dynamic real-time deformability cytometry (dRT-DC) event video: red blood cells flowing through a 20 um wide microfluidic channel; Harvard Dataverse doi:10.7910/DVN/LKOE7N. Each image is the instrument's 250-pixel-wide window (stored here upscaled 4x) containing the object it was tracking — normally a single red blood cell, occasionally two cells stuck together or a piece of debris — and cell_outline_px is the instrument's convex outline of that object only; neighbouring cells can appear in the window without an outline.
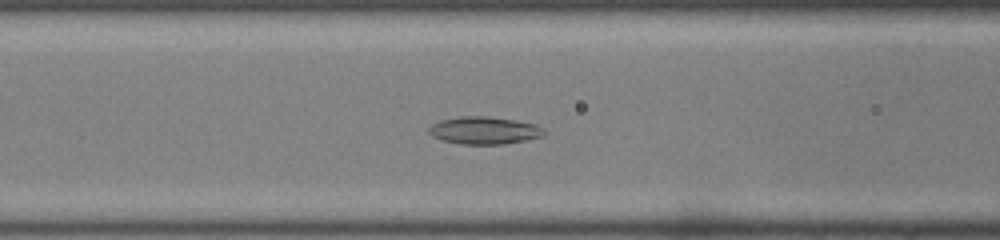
{"species": "common noctule bat (a hibernating species)", "species_latin": "Nyctalus noctula", "temperature_condition": "room temperature", "stored_images_in_passage": 44, "camera_frame_rate_fps": 3000, "um_per_image_px": 0.085, "animal": {"sex": "male", "body_mass_g": 19.0, "forearm_length_mm": 50.8}, "frame": {"image": 1, "passage_image": 13, "time_ms": 4.0, "image_size_px": [1000, 240], "cell_outline_px": [[544, 132], [540, 136], [524, 140], [504, 144], [460, 144], [444, 140], [432, 136], [428, 132], [428, 128], [432, 124], [440, 120], [460, 116], [488, 116], [516, 120], [536, 124], [544, 128]], "centroid_in_image_um": [41.13, 11.07], "position_along_channel_um": 125.5, "area_um2": 18.38}}
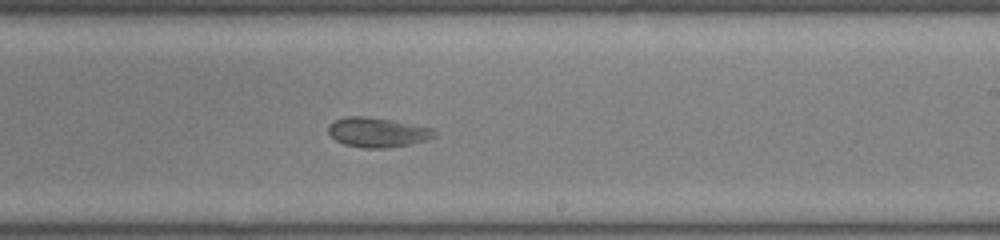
{"frame": {"image": 2, "passage_image": 23, "time_ms": 7.333, "image_size_px": [1000, 240], "cell_outline_px": [[440, 132], [436, 136], [424, 140], [408, 144], [388, 148], [364, 148], [344, 144], [336, 140], [328, 132], [328, 124], [344, 116], [368, 116], [392, 120], [432, 128]], "centroid_in_image_um": [32.09, 11.24], "position_along_channel_um": 256.9, "area_um2": 18.38}}
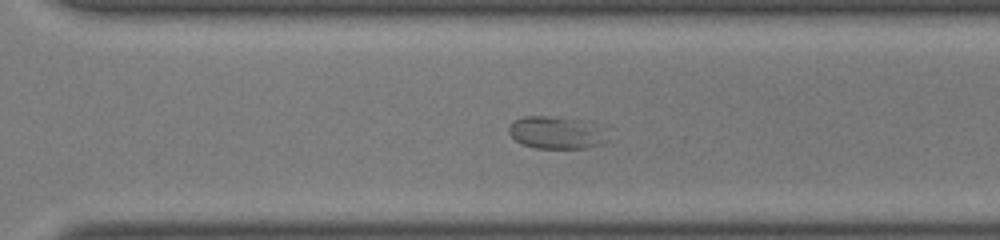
{"frame": {"image": 3, "passage_image": 28, "time_ms": 9.0, "image_size_px": [1000, 240], "cell_outline_px": [[608, 140], [600, 144], [584, 148], [536, 148], [520, 144], [508, 132], [508, 128], [516, 120], [524, 116], [548, 116], [580, 120], [604, 124]], "centroid_in_image_um": [47.36, 11.27], "position_along_channel_um": 323.2, "area_um2": 18.9}}